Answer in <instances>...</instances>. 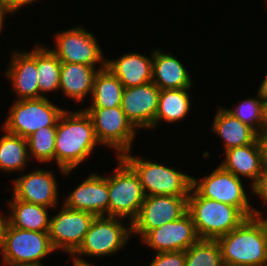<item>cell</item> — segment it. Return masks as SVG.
Listing matches in <instances>:
<instances>
[{"label":"cell","mask_w":267,"mask_h":266,"mask_svg":"<svg viewBox=\"0 0 267 266\" xmlns=\"http://www.w3.org/2000/svg\"><path fill=\"white\" fill-rule=\"evenodd\" d=\"M97 145L92 120L84 109L61 114L56 127L55 162L63 176L88 159Z\"/></svg>","instance_id":"1"},{"label":"cell","mask_w":267,"mask_h":266,"mask_svg":"<svg viewBox=\"0 0 267 266\" xmlns=\"http://www.w3.org/2000/svg\"><path fill=\"white\" fill-rule=\"evenodd\" d=\"M225 266L267 263V218L253 216L217 239Z\"/></svg>","instance_id":"2"},{"label":"cell","mask_w":267,"mask_h":266,"mask_svg":"<svg viewBox=\"0 0 267 266\" xmlns=\"http://www.w3.org/2000/svg\"><path fill=\"white\" fill-rule=\"evenodd\" d=\"M187 211L200 239L217 240L248 218L239 208L202 197L193 187L188 196Z\"/></svg>","instance_id":"3"},{"label":"cell","mask_w":267,"mask_h":266,"mask_svg":"<svg viewBox=\"0 0 267 266\" xmlns=\"http://www.w3.org/2000/svg\"><path fill=\"white\" fill-rule=\"evenodd\" d=\"M121 158L138 175L145 196H189L192 176L155 161L134 157L130 152Z\"/></svg>","instance_id":"4"},{"label":"cell","mask_w":267,"mask_h":266,"mask_svg":"<svg viewBox=\"0 0 267 266\" xmlns=\"http://www.w3.org/2000/svg\"><path fill=\"white\" fill-rule=\"evenodd\" d=\"M122 220V221H121ZM123 218L113 216H96L79 248L72 254V259L87 263L82 255L102 257L121 250L132 235L131 223L124 225Z\"/></svg>","instance_id":"5"},{"label":"cell","mask_w":267,"mask_h":266,"mask_svg":"<svg viewBox=\"0 0 267 266\" xmlns=\"http://www.w3.org/2000/svg\"><path fill=\"white\" fill-rule=\"evenodd\" d=\"M116 158L119 166L108 176V216L123 219L128 217L132 223L137 218L146 196L138 175L121 157Z\"/></svg>","instance_id":"6"},{"label":"cell","mask_w":267,"mask_h":266,"mask_svg":"<svg viewBox=\"0 0 267 266\" xmlns=\"http://www.w3.org/2000/svg\"><path fill=\"white\" fill-rule=\"evenodd\" d=\"M9 110L2 129L23 138L42 127H57L65 111L46 97L16 100Z\"/></svg>","instance_id":"7"},{"label":"cell","mask_w":267,"mask_h":266,"mask_svg":"<svg viewBox=\"0 0 267 266\" xmlns=\"http://www.w3.org/2000/svg\"><path fill=\"white\" fill-rule=\"evenodd\" d=\"M55 251L48 232L18 229L5 223L2 237L3 265L42 264Z\"/></svg>","instance_id":"8"},{"label":"cell","mask_w":267,"mask_h":266,"mask_svg":"<svg viewBox=\"0 0 267 266\" xmlns=\"http://www.w3.org/2000/svg\"><path fill=\"white\" fill-rule=\"evenodd\" d=\"M242 179L226 171L220 165L202 179L192 177V187L207 199L223 202L239 208L248 218L263 217L262 212L252 207Z\"/></svg>","instance_id":"9"},{"label":"cell","mask_w":267,"mask_h":266,"mask_svg":"<svg viewBox=\"0 0 267 266\" xmlns=\"http://www.w3.org/2000/svg\"><path fill=\"white\" fill-rule=\"evenodd\" d=\"M90 116L100 145L113 148L121 157L130 152L137 129L127 119L121 106L84 109Z\"/></svg>","instance_id":"10"},{"label":"cell","mask_w":267,"mask_h":266,"mask_svg":"<svg viewBox=\"0 0 267 266\" xmlns=\"http://www.w3.org/2000/svg\"><path fill=\"white\" fill-rule=\"evenodd\" d=\"M55 46L50 49L61 62L78 63L96 67L106 66L101 46L92 33L84 27H74L55 34ZM104 58V59H103Z\"/></svg>","instance_id":"11"},{"label":"cell","mask_w":267,"mask_h":266,"mask_svg":"<svg viewBox=\"0 0 267 266\" xmlns=\"http://www.w3.org/2000/svg\"><path fill=\"white\" fill-rule=\"evenodd\" d=\"M188 210V196H146L137 218L131 223L132 235L142 239L150 230L181 218Z\"/></svg>","instance_id":"12"},{"label":"cell","mask_w":267,"mask_h":266,"mask_svg":"<svg viewBox=\"0 0 267 266\" xmlns=\"http://www.w3.org/2000/svg\"><path fill=\"white\" fill-rule=\"evenodd\" d=\"M50 218L49 237L54 249L72 255L82 244L89 231L94 214L63 206Z\"/></svg>","instance_id":"13"},{"label":"cell","mask_w":267,"mask_h":266,"mask_svg":"<svg viewBox=\"0 0 267 266\" xmlns=\"http://www.w3.org/2000/svg\"><path fill=\"white\" fill-rule=\"evenodd\" d=\"M193 219L188 211L179 219L150 230L141 240L160 252L187 250L199 240Z\"/></svg>","instance_id":"14"},{"label":"cell","mask_w":267,"mask_h":266,"mask_svg":"<svg viewBox=\"0 0 267 266\" xmlns=\"http://www.w3.org/2000/svg\"><path fill=\"white\" fill-rule=\"evenodd\" d=\"M159 95L160 89L153 82L124 88L121 108L135 128H154Z\"/></svg>","instance_id":"15"},{"label":"cell","mask_w":267,"mask_h":266,"mask_svg":"<svg viewBox=\"0 0 267 266\" xmlns=\"http://www.w3.org/2000/svg\"><path fill=\"white\" fill-rule=\"evenodd\" d=\"M13 182V196L16 199L48 208L58 205V184L54 172L34 169Z\"/></svg>","instance_id":"16"},{"label":"cell","mask_w":267,"mask_h":266,"mask_svg":"<svg viewBox=\"0 0 267 266\" xmlns=\"http://www.w3.org/2000/svg\"><path fill=\"white\" fill-rule=\"evenodd\" d=\"M63 205L95 216H108V176L104 177L96 172L90 174L65 198Z\"/></svg>","instance_id":"17"},{"label":"cell","mask_w":267,"mask_h":266,"mask_svg":"<svg viewBox=\"0 0 267 266\" xmlns=\"http://www.w3.org/2000/svg\"><path fill=\"white\" fill-rule=\"evenodd\" d=\"M33 50L12 53V58L5 71L12 84V89L17 94V100L39 98L38 73H37V43Z\"/></svg>","instance_id":"18"},{"label":"cell","mask_w":267,"mask_h":266,"mask_svg":"<svg viewBox=\"0 0 267 266\" xmlns=\"http://www.w3.org/2000/svg\"><path fill=\"white\" fill-rule=\"evenodd\" d=\"M106 67L120 80L124 88L152 82L153 52L146 57L140 53H126L118 60H106Z\"/></svg>","instance_id":"19"},{"label":"cell","mask_w":267,"mask_h":266,"mask_svg":"<svg viewBox=\"0 0 267 266\" xmlns=\"http://www.w3.org/2000/svg\"><path fill=\"white\" fill-rule=\"evenodd\" d=\"M152 82L160 89L191 88L188 69L170 53L160 50L153 52Z\"/></svg>","instance_id":"20"},{"label":"cell","mask_w":267,"mask_h":266,"mask_svg":"<svg viewBox=\"0 0 267 266\" xmlns=\"http://www.w3.org/2000/svg\"><path fill=\"white\" fill-rule=\"evenodd\" d=\"M78 63L61 64L59 91L76 102H82L87 94L92 95L94 77L99 69Z\"/></svg>","instance_id":"21"},{"label":"cell","mask_w":267,"mask_h":266,"mask_svg":"<svg viewBox=\"0 0 267 266\" xmlns=\"http://www.w3.org/2000/svg\"><path fill=\"white\" fill-rule=\"evenodd\" d=\"M225 159L220 166L236 177L251 179V185L257 180L264 167L256 140L244 146L225 150Z\"/></svg>","instance_id":"22"},{"label":"cell","mask_w":267,"mask_h":266,"mask_svg":"<svg viewBox=\"0 0 267 266\" xmlns=\"http://www.w3.org/2000/svg\"><path fill=\"white\" fill-rule=\"evenodd\" d=\"M11 209L6 222L18 229L49 232L50 218L46 206L16 199L13 195L8 203Z\"/></svg>","instance_id":"23"},{"label":"cell","mask_w":267,"mask_h":266,"mask_svg":"<svg viewBox=\"0 0 267 266\" xmlns=\"http://www.w3.org/2000/svg\"><path fill=\"white\" fill-rule=\"evenodd\" d=\"M213 120L211 130L224 140V150L249 145L256 140V132L235 118L226 108L219 107Z\"/></svg>","instance_id":"24"},{"label":"cell","mask_w":267,"mask_h":266,"mask_svg":"<svg viewBox=\"0 0 267 266\" xmlns=\"http://www.w3.org/2000/svg\"><path fill=\"white\" fill-rule=\"evenodd\" d=\"M124 86L106 66L94 77L91 105L88 108H113L121 106Z\"/></svg>","instance_id":"25"},{"label":"cell","mask_w":267,"mask_h":266,"mask_svg":"<svg viewBox=\"0 0 267 266\" xmlns=\"http://www.w3.org/2000/svg\"><path fill=\"white\" fill-rule=\"evenodd\" d=\"M190 88L182 89H163L160 90L158 110L154 120V128L156 125L165 121L173 123L183 120L189 113L191 100L189 96Z\"/></svg>","instance_id":"26"},{"label":"cell","mask_w":267,"mask_h":266,"mask_svg":"<svg viewBox=\"0 0 267 266\" xmlns=\"http://www.w3.org/2000/svg\"><path fill=\"white\" fill-rule=\"evenodd\" d=\"M3 131L5 134L0 138V170L22 171L29 160L27 139L4 129Z\"/></svg>","instance_id":"27"},{"label":"cell","mask_w":267,"mask_h":266,"mask_svg":"<svg viewBox=\"0 0 267 266\" xmlns=\"http://www.w3.org/2000/svg\"><path fill=\"white\" fill-rule=\"evenodd\" d=\"M62 62L50 50L37 43V73L39 98L45 97L43 93L59 91L60 71Z\"/></svg>","instance_id":"28"},{"label":"cell","mask_w":267,"mask_h":266,"mask_svg":"<svg viewBox=\"0 0 267 266\" xmlns=\"http://www.w3.org/2000/svg\"><path fill=\"white\" fill-rule=\"evenodd\" d=\"M185 266H224L217 240L199 239L185 250Z\"/></svg>","instance_id":"29"},{"label":"cell","mask_w":267,"mask_h":266,"mask_svg":"<svg viewBox=\"0 0 267 266\" xmlns=\"http://www.w3.org/2000/svg\"><path fill=\"white\" fill-rule=\"evenodd\" d=\"M226 109L255 132L267 125V104L258 95L241 101L234 110Z\"/></svg>","instance_id":"30"},{"label":"cell","mask_w":267,"mask_h":266,"mask_svg":"<svg viewBox=\"0 0 267 266\" xmlns=\"http://www.w3.org/2000/svg\"><path fill=\"white\" fill-rule=\"evenodd\" d=\"M56 127H42L28 136L29 158L33 157L39 163L55 160Z\"/></svg>","instance_id":"31"},{"label":"cell","mask_w":267,"mask_h":266,"mask_svg":"<svg viewBox=\"0 0 267 266\" xmlns=\"http://www.w3.org/2000/svg\"><path fill=\"white\" fill-rule=\"evenodd\" d=\"M149 266H185V250L156 253Z\"/></svg>","instance_id":"32"},{"label":"cell","mask_w":267,"mask_h":266,"mask_svg":"<svg viewBox=\"0 0 267 266\" xmlns=\"http://www.w3.org/2000/svg\"><path fill=\"white\" fill-rule=\"evenodd\" d=\"M252 193L260 196L267 207V166H264L257 180L251 185Z\"/></svg>","instance_id":"33"},{"label":"cell","mask_w":267,"mask_h":266,"mask_svg":"<svg viewBox=\"0 0 267 266\" xmlns=\"http://www.w3.org/2000/svg\"><path fill=\"white\" fill-rule=\"evenodd\" d=\"M256 142L262 157L263 165L267 166V125L256 132Z\"/></svg>","instance_id":"34"},{"label":"cell","mask_w":267,"mask_h":266,"mask_svg":"<svg viewBox=\"0 0 267 266\" xmlns=\"http://www.w3.org/2000/svg\"><path fill=\"white\" fill-rule=\"evenodd\" d=\"M35 1L37 0H0V2L11 12V14L17 12L18 9L20 10L22 6L25 7V5H30Z\"/></svg>","instance_id":"35"},{"label":"cell","mask_w":267,"mask_h":266,"mask_svg":"<svg viewBox=\"0 0 267 266\" xmlns=\"http://www.w3.org/2000/svg\"><path fill=\"white\" fill-rule=\"evenodd\" d=\"M257 92V95L267 104V74L265 75V79L262 81Z\"/></svg>","instance_id":"36"},{"label":"cell","mask_w":267,"mask_h":266,"mask_svg":"<svg viewBox=\"0 0 267 266\" xmlns=\"http://www.w3.org/2000/svg\"><path fill=\"white\" fill-rule=\"evenodd\" d=\"M11 13L1 2H0V33L4 28V19L7 14Z\"/></svg>","instance_id":"37"},{"label":"cell","mask_w":267,"mask_h":266,"mask_svg":"<svg viewBox=\"0 0 267 266\" xmlns=\"http://www.w3.org/2000/svg\"><path fill=\"white\" fill-rule=\"evenodd\" d=\"M5 223H6V217H3L2 213L0 212V250L2 248V237H3V230Z\"/></svg>","instance_id":"38"},{"label":"cell","mask_w":267,"mask_h":266,"mask_svg":"<svg viewBox=\"0 0 267 266\" xmlns=\"http://www.w3.org/2000/svg\"><path fill=\"white\" fill-rule=\"evenodd\" d=\"M69 262L73 261V266H95L94 264L92 265L91 263H83V262H79V261H76V260H68Z\"/></svg>","instance_id":"39"},{"label":"cell","mask_w":267,"mask_h":266,"mask_svg":"<svg viewBox=\"0 0 267 266\" xmlns=\"http://www.w3.org/2000/svg\"><path fill=\"white\" fill-rule=\"evenodd\" d=\"M3 266H43L42 264H12V265H3Z\"/></svg>","instance_id":"40"}]
</instances>
